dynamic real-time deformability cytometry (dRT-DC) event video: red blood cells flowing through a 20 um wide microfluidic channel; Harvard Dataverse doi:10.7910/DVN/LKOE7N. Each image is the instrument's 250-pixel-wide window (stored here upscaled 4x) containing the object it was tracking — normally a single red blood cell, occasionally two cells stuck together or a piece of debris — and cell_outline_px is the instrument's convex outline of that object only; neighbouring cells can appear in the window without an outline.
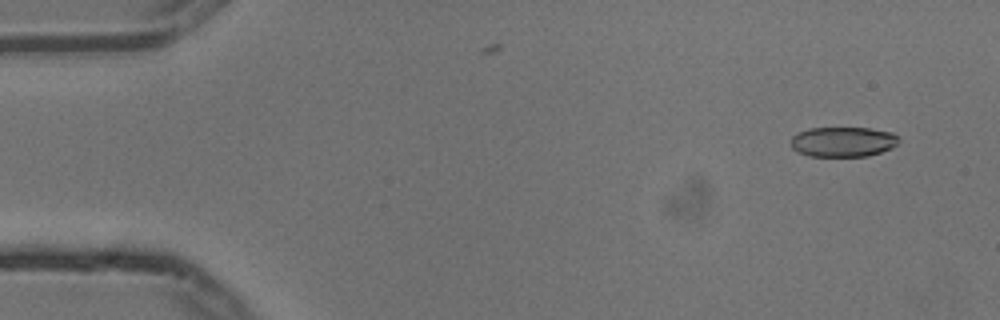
{"species": "common noctule bat (a hibernating species)", "species_latin": "Nyctalus noctula", "temperature_condition": "cold", "stored_images_in_passage": 5, "camera_frame_rate_fps": 3000, "um_per_image_px": 0.085, "animal": {"sex": "male", "body_mass_g": 13.3}, "frame": {"image": 1, "passage_image": 2, "time_ms": 0.333, "image_size_px": [1000, 320], "cell_outline_px": [[900, 140], [892, 148], [868, 156], [808, 156], [792, 148], [792, 136], [800, 132], [812, 128], [868, 128], [892, 132]], "centroid_in_image_um": [71.68, 12.05], "position_along_channel_um": 13.3, "area_um2": 18.67}}
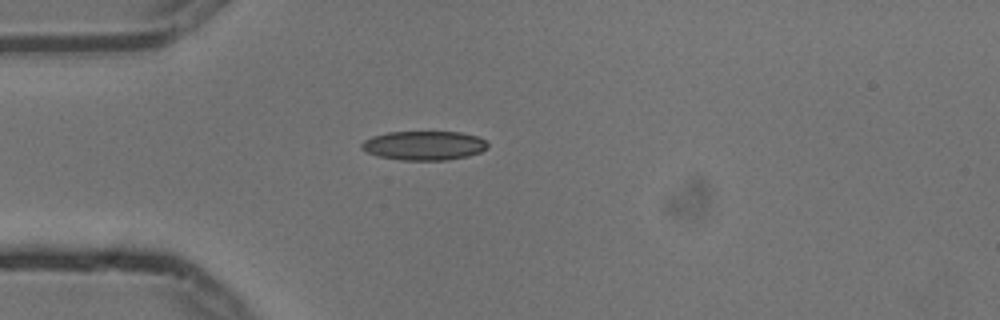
{"frame": {"image": 2, "passage_image": 5, "time_ms": 1.333, "image_size_px": [1000, 320], "cell_outline_px": [[488, 148], [480, 152], [468, 156], [448, 160], [400, 160], [380, 156], [368, 152], [360, 148], [360, 144], [364, 140], [372, 136], [388, 132], [460, 132], [476, 136], [484, 140], [488, 144]], "centroid_in_image_um": [36.04, 12.37], "position_along_channel_um": 49.0, "area_um2": 21.39}}